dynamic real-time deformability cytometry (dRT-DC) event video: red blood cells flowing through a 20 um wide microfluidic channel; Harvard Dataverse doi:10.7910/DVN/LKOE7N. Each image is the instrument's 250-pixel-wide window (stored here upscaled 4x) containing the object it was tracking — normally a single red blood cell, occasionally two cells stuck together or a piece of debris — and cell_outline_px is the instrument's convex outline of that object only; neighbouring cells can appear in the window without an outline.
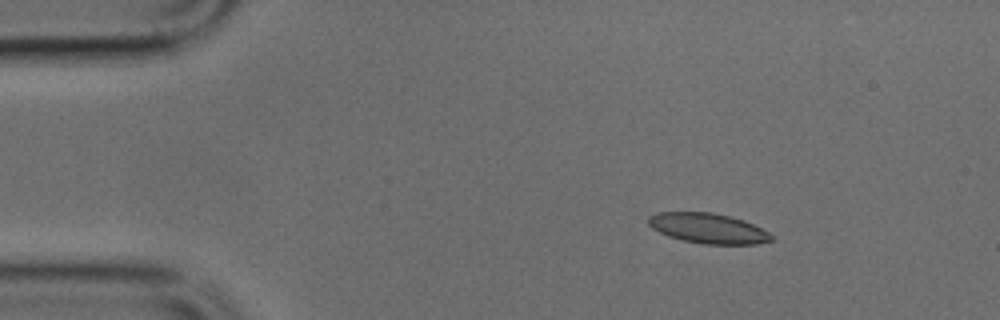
{"species": "common noctule bat (a hibernating species)", "species_latin": "Nyctalus noctula", "temperature_condition": "cold", "stored_images_in_passage": 3, "camera_frame_rate_fps": 3000, "um_per_image_px": 0.085, "animal": {"sex": "male", "body_mass_g": 17.9, "forearm_length_mm": 54.2}, "frame": {"image": 1, "passage_image": 1, "time_ms": 0.0, "image_size_px": [1000, 320], "cell_outline_px": [[776, 240], [756, 244], [704, 244], [684, 240], [668, 236], [652, 228], [648, 224], [648, 216], [656, 212], [712, 212], [744, 220], [768, 232]], "centroid_in_image_um": [60.18, 19.4], "position_along_channel_um": 24.8, "area_um2": 21.56}}
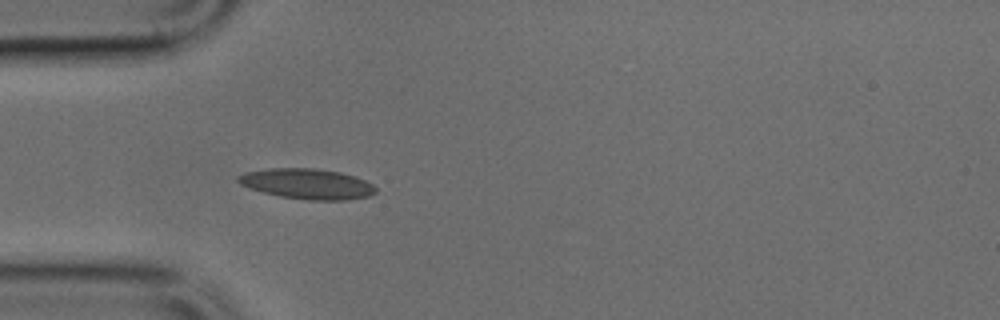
{"frame": {"image": 2, "passage_image": 3, "time_ms": 0.667, "image_size_px": [1000, 320], "cell_outline_px": [[376, 192], [368, 196], [348, 200], [308, 200], [280, 196], [264, 192], [240, 184], [236, 180], [236, 176], [244, 172], [268, 168], [312, 168], [340, 172], [356, 176], [372, 184], [376, 188]], "centroid_in_image_um": [26.11, 15.62], "position_along_channel_um": 58.9, "area_um2": 24.33}}